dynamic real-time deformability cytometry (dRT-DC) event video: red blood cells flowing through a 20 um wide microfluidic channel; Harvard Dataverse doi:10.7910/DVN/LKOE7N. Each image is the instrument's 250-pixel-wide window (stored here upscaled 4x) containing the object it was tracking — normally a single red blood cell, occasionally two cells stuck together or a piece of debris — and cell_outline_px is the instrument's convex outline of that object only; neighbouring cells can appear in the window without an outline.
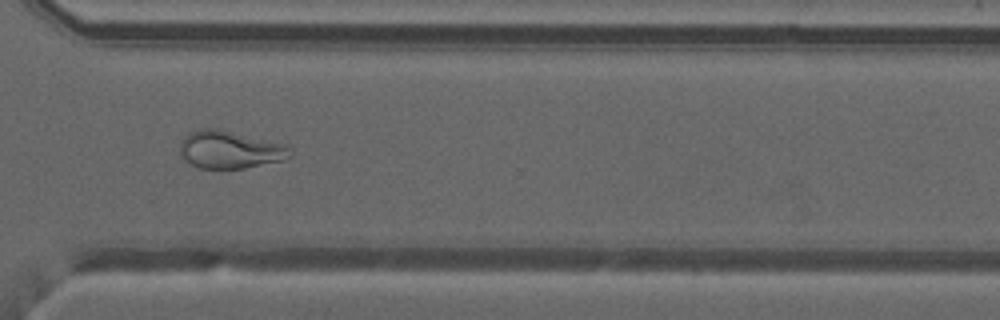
{"species": "common noctule bat (a hibernating species)", "species_latin": "Nyctalus noctula", "temperature_condition": "warm", "stored_images_in_passage": 50, "camera_frame_rate_fps": 3000, "um_per_image_px": 0.085, "animal": {"sex": "male", "forearm_length_mm": 52.5}, "frame": {"image": 1, "passage_image": 37, "time_ms": 12.0, "image_size_px": [1000, 320], "cell_outline_px": [[292, 156], [280, 160], [244, 168], [200, 168], [184, 160], [180, 156], [180, 144], [184, 136], [200, 128], [216, 128], [288, 144], [292, 148]], "centroid_in_image_um": [19.55, 12.71], "position_along_channel_um": 351.0, "area_um2": 24.22}}
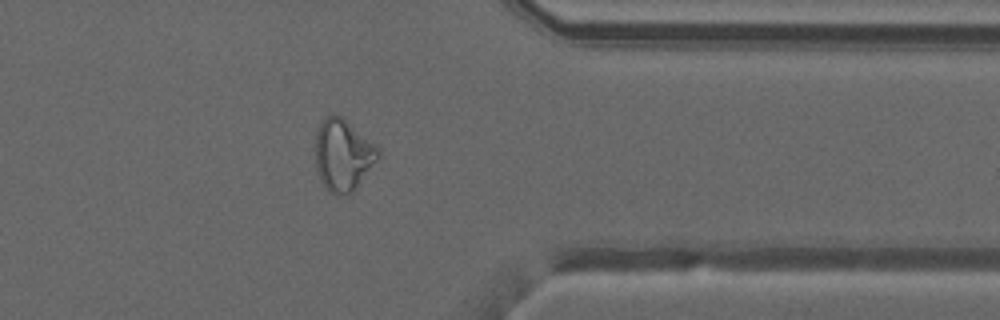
{"frame": {"image": 2, "passage_image": 40, "time_ms": 13.0, "image_size_px": [1000, 320], "cell_outline_px": [[380, 156], [356, 184], [348, 192], [328, 192], [320, 180], [316, 168], [316, 132], [320, 120], [324, 116], [344, 116], [376, 144], [380, 148]], "centroid_in_image_um": [29.14, 13.06], "position_along_channel_um": 382.3, "area_um2": 25.78}}
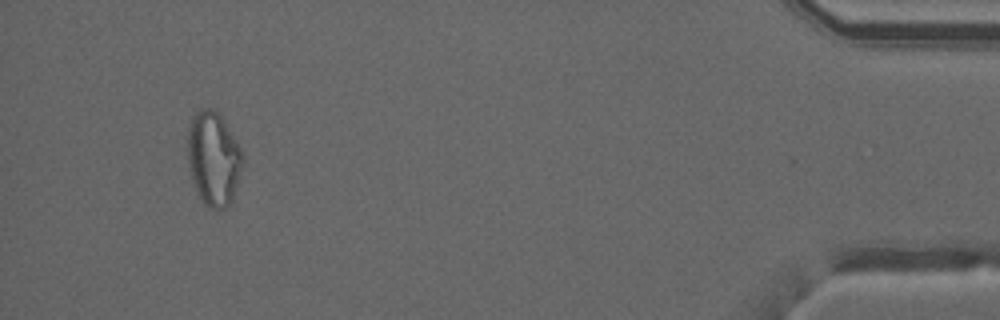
{"frame": {"image": 3, "passage_image": 47, "time_ms": 15.333, "image_size_px": [1000, 320], "cell_outline_px": [[244, 156], [236, 188], [232, 200], [224, 208], [208, 208], [204, 204], [196, 188], [192, 176], [188, 160], [188, 128], [192, 116], [196, 112], [204, 108], [216, 108], [224, 120], [236, 140]], "centroid_in_image_um": [18.15, 13.43], "position_along_channel_um": 417.0, "area_um2": 29.82}, "authors_computed_cell_mechanics": {"area_um2": 28.4665, "velocity_mm_per_s": 4.1313, "shape_relaxation_time_tau1_ms": null, "shape_relaxation_time_tau2_ms": 1.5679, "deformation_change_tau1": null, "deformation_change_tau2": 0.0893}}